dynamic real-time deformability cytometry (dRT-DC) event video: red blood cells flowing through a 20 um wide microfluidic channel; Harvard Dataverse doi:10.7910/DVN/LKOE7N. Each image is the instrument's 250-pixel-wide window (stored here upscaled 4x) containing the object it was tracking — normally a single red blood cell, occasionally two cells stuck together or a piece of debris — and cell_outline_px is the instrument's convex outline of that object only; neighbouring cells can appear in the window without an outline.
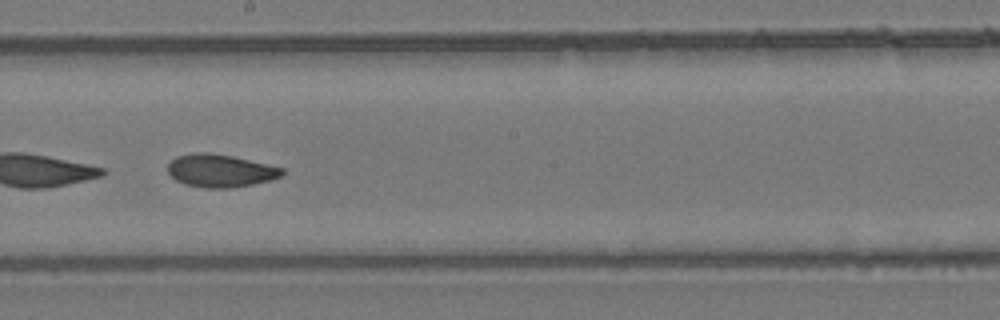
{"species": "common noctule bat (a hibernating species)", "species_latin": "Nyctalus noctula", "temperature_condition": "room temperature", "stored_images_in_passage": 53, "camera_frame_rate_fps": 3000, "um_per_image_px": 0.085, "animal": {"sex": "female", "body_mass_g": 24.6, "forearm_length_mm": 56.2}, "frame": {"image": 1, "passage_image": 31, "time_ms": 10.0, "image_size_px": [1000, 320], "cell_outline_px": [[284, 172], [280, 176], [272, 180], [252, 184], [228, 188], [204, 188], [184, 184], [176, 180], [168, 172], [168, 164], [176, 156], [192, 152], [208, 152], [232, 156], [284, 168]], "centroid_in_image_um": [18.71, 14.5], "position_along_channel_um": 229.5, "area_um2": 21.85}, "authors_computed_cell_mechanics": {"area_um2": 25.0274, "velocity_mm_per_s": 3.8919, "shape_relaxation_time_tau1_ms": null, "shape_relaxation_time_tau2_ms": 3.1482, "deformation_change_tau1": null, "deformation_change_tau2": 0.0886}}